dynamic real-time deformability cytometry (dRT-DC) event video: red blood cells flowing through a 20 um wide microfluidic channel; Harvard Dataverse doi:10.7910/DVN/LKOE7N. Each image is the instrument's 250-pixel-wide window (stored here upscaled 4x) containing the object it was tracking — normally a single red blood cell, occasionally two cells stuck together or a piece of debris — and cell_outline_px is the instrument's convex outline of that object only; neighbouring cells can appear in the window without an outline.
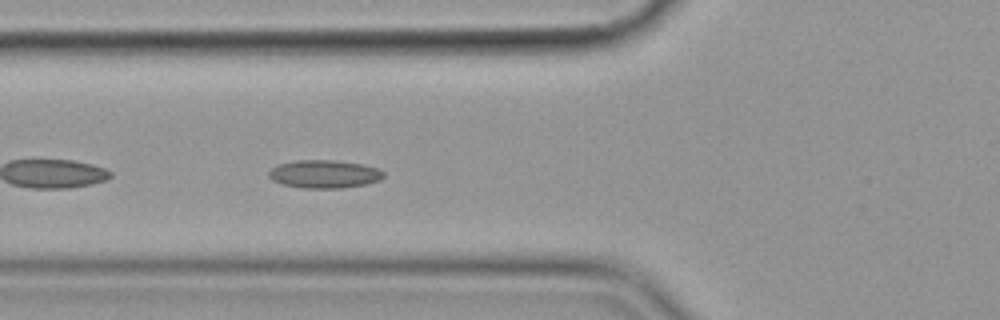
{"species": "common noctule bat (a hibernating species)", "species_latin": "Nyctalus noctula", "temperature_condition": "cold", "stored_images_in_passage": 40, "camera_frame_rate_fps": 3000, "um_per_image_px": 0.085, "animal": {"sex": "female", "body_mass_g": 19.9}, "frame": {"image": 1, "passage_image": 5, "time_ms": 1.333, "image_size_px": [1000, 320], "cell_outline_px": [[384, 176], [380, 180], [364, 184], [340, 188], [300, 188], [284, 184], [272, 180], [268, 176], [268, 172], [272, 168], [280, 164], [296, 160], [332, 160], [360, 164], [376, 168], [384, 172]], "centroid_in_image_um": [27.54, 14.8], "position_along_channel_um": 98.3, "area_um2": 18.55}}
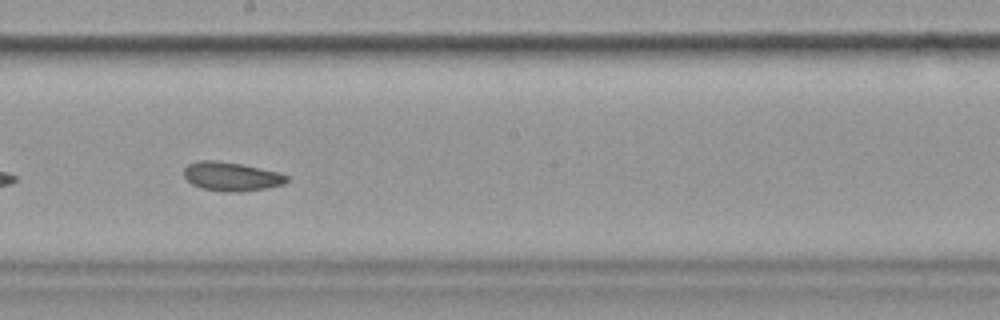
{"frame": {"image": 2, "passage_image": 16, "time_ms": 5.0, "image_size_px": [1000, 320], "cell_outline_px": [[288, 180], [284, 184], [268, 188], [240, 192], [224, 192], [200, 188], [192, 184], [184, 176], [184, 168], [188, 164], [200, 160], [216, 160], [240, 164], [280, 172], [288, 176]], "centroid_in_image_um": [19.67, 15.01], "position_along_channel_um": 228.5, "area_um2": 17.46}}
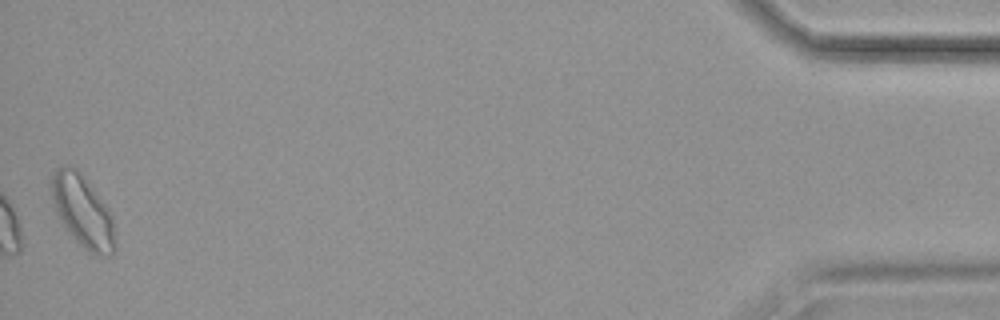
{"frame": {"image": 3, "passage_image": 40, "time_ms": 13.0, "image_size_px": [1000, 320], "cell_outline_px": [[116, 248], [112, 256], [96, 256], [88, 252], [64, 228], [56, 212], [52, 200], [52, 176], [60, 168], [76, 168], [108, 208], [112, 216], [116, 240]], "centroid_in_image_um": [7.08, 18.07], "position_along_channel_um": 428.1, "area_um2": 26.3}, "authors_computed_cell_mechanics": {"area_um2": 18.1203, "velocity_mm_per_s": 3.5547, "shape_relaxation_time_tau1_ms": null, "shape_relaxation_time_tau2_ms": 3.3366, "deformation_change_tau1": null, "deformation_change_tau2": 0.0832}}